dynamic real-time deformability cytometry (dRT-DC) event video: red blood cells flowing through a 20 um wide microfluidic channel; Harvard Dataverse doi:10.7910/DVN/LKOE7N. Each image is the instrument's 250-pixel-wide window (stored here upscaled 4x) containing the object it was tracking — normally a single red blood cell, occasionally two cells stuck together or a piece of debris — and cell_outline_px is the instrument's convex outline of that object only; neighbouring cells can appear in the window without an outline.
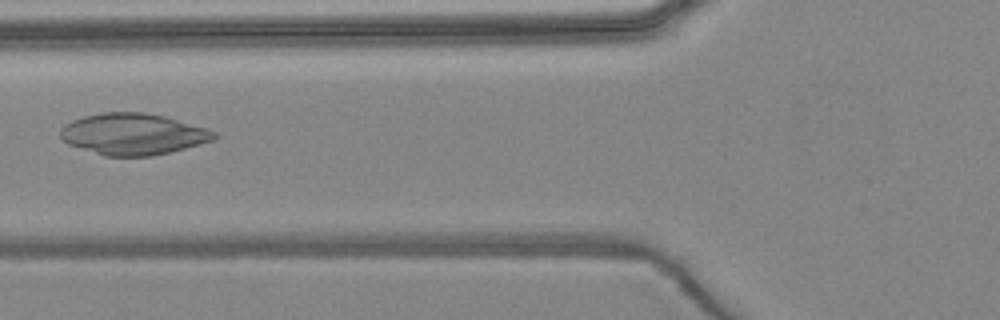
{"species": "common noctule bat (a hibernating species)", "species_latin": "Nyctalus noctula", "temperature_condition": "warm", "stored_images_in_passage": 7, "camera_frame_rate_fps": 3000, "um_per_image_px": 0.085, "animal": {"sex": "female", "body_mass_g": 24.6, "forearm_length_mm": 56.2}, "frame": {"image": 1, "passage_image": 6, "time_ms": 6.0, "image_size_px": [1000, 320], "cell_outline_px": [[216, 136], [212, 140], [200, 144], [152, 156], [104, 156], [68, 144], [60, 136], [60, 128], [64, 124], [72, 120], [84, 116], [100, 112], [144, 112], [164, 116], [208, 128], [216, 132]], "centroid_in_image_um": [11.28, 11.39], "position_along_channel_um": 114.5, "area_um2": 37.05}}
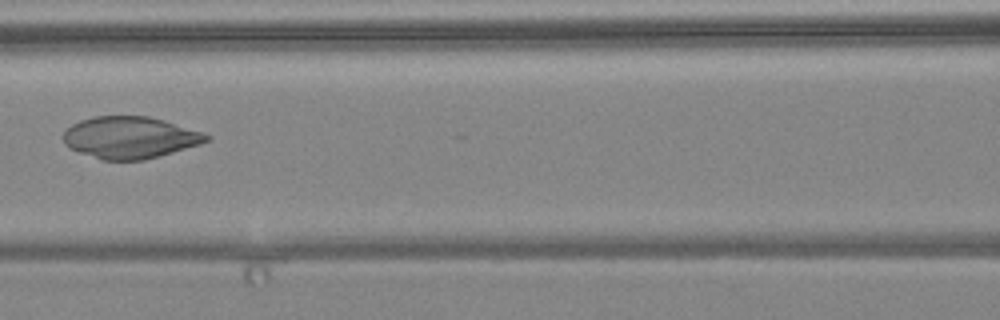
{"frame": {"image": 2, "passage_image": 7, "time_ms": 7.0, "image_size_px": [1000, 320], "cell_outline_px": [[212, 140], [200, 144], [160, 156], [144, 160], [100, 160], [68, 148], [64, 144], [64, 132], [72, 124], [80, 120], [92, 116], [148, 116], [164, 120], [204, 132], [212, 136]], "centroid_in_image_um": [11.07, 11.69], "position_along_channel_um": 155.5, "area_um2": 35.2}}